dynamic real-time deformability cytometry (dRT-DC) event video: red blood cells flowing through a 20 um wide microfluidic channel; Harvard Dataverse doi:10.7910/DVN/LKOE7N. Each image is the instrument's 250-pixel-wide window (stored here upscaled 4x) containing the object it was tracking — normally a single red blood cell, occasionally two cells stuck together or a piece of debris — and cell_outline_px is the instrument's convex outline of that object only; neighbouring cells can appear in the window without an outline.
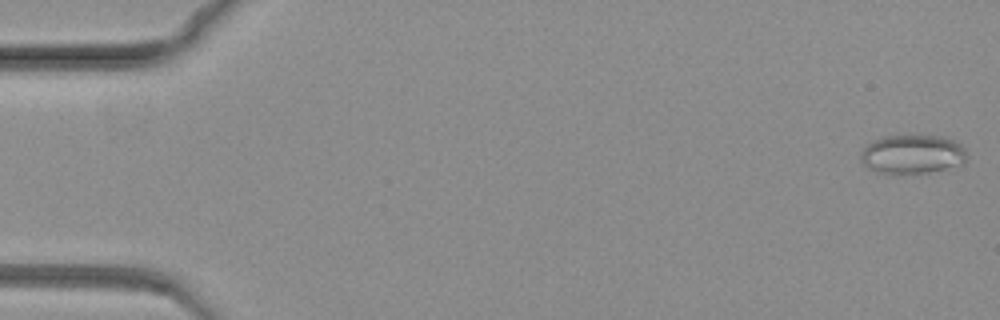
{"species": "common noctule bat (a hibernating species)", "species_latin": "Nyctalus noctula", "temperature_condition": "warm", "stored_images_in_passage": 83, "camera_frame_rate_fps": 3000, "um_per_image_px": 0.085, "animal": {"sex": "female", "body_mass_g": 19.3, "forearm_length_mm": 54.1}, "frame": {"image": 1, "passage_image": 2, "time_ms": 0.333, "image_size_px": [1000, 320], "cell_outline_px": [[968, 156], [964, 164], [928, 172], [900, 176], [888, 176], [876, 172], [868, 168], [860, 160], [860, 152], [872, 140], [884, 136], [944, 136], [956, 140], [964, 148]], "centroid_in_image_um": [77.53, 13.15], "position_along_channel_um": 7.5, "area_um2": 24.91}}
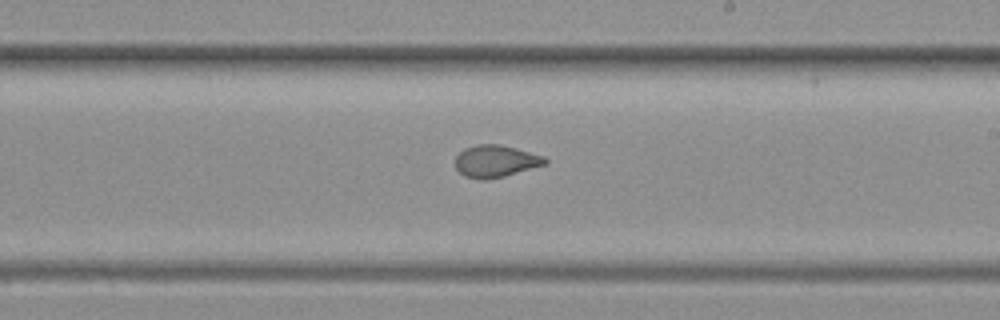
{"frame": {"image": 2, "passage_image": 49, "time_ms": 16.0, "image_size_px": [1000, 320], "cell_outline_px": [[548, 164], [504, 176], [484, 180], [480, 180], [464, 176], [456, 168], [456, 156], [464, 148], [476, 144], [500, 144], [516, 148], [544, 156], [548, 160]], "centroid_in_image_um": [42.14, 13.7], "position_along_channel_um": 246.9, "area_um2": 16.88}}
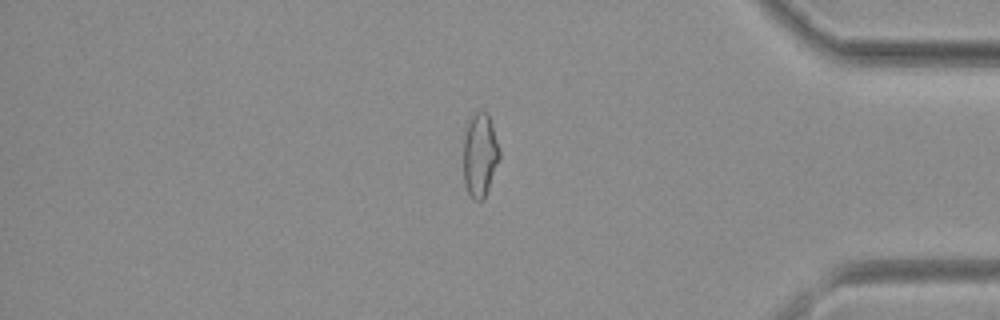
{"frame": {"image": 3, "passage_image": 70, "time_ms": 23.0, "image_size_px": [1000, 320], "cell_outline_px": [[500, 156], [484, 200], [476, 200], [468, 192], [464, 184], [464, 136], [468, 124], [472, 116], [476, 112], [488, 112], [492, 124], [500, 152]], "centroid_in_image_um": [40.79, 13.18], "position_along_channel_um": 394.4, "area_um2": 17.28}}